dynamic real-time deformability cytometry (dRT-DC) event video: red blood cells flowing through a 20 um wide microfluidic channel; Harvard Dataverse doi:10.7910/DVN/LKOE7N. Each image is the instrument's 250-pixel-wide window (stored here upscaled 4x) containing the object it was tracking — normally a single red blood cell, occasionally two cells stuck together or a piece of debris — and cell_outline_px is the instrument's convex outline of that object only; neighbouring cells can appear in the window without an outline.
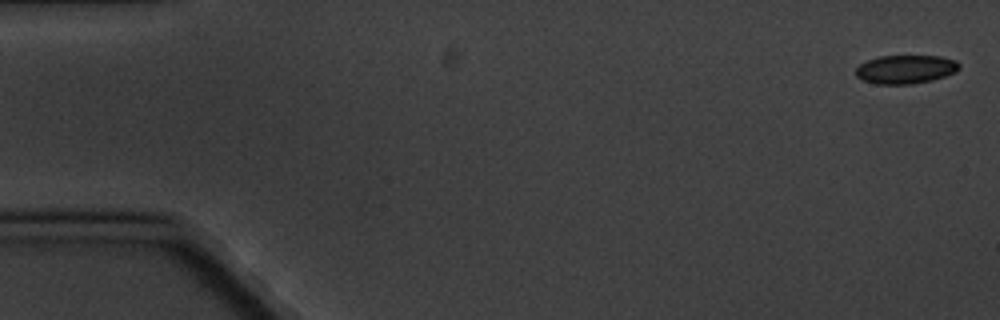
{"species": "common noctule bat (a hibernating species)", "species_latin": "Nyctalus noctula", "temperature_condition": "cold", "stored_images_in_passage": 6, "camera_frame_rate_fps": 3000, "um_per_image_px": 0.085, "animal": {"sex": "male", "body_mass_g": 20.1, "forearm_length_mm": 53.5}, "frame": {"image": 1, "passage_image": 1, "time_ms": 0.0, "image_size_px": [1000, 320], "cell_outline_px": [[960, 68], [956, 72], [932, 80], [912, 84], [876, 84], [864, 80], [856, 76], [856, 68], [860, 64], [868, 60], [880, 56], [940, 56], [956, 60], [960, 64]], "centroid_in_image_um": [77.0, 5.89], "position_along_channel_um": 8.0, "area_um2": 17.22}}
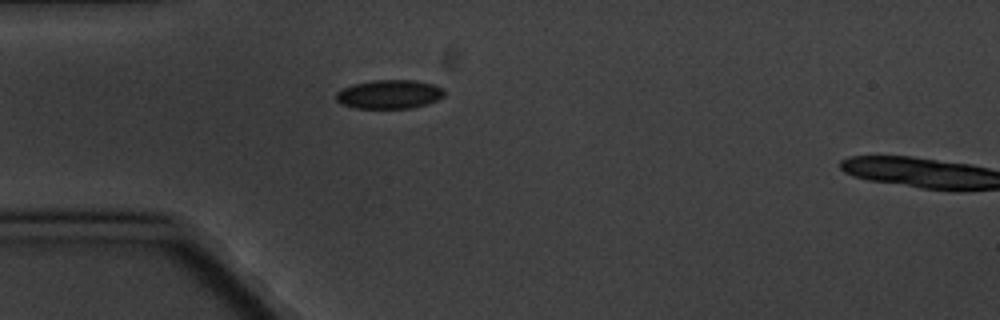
{"frame": {"image": 2, "passage_image": 5, "time_ms": 5.0, "image_size_px": [1000, 320], "cell_outline_px": [[444, 96], [436, 100], [412, 108], [356, 108], [340, 104], [336, 100], [336, 92], [340, 88], [352, 84], [372, 80], [416, 80], [432, 84], [444, 88]], "centroid_in_image_um": [33.05, 8.0], "position_along_channel_um": 52.0, "area_um2": 18.32}}